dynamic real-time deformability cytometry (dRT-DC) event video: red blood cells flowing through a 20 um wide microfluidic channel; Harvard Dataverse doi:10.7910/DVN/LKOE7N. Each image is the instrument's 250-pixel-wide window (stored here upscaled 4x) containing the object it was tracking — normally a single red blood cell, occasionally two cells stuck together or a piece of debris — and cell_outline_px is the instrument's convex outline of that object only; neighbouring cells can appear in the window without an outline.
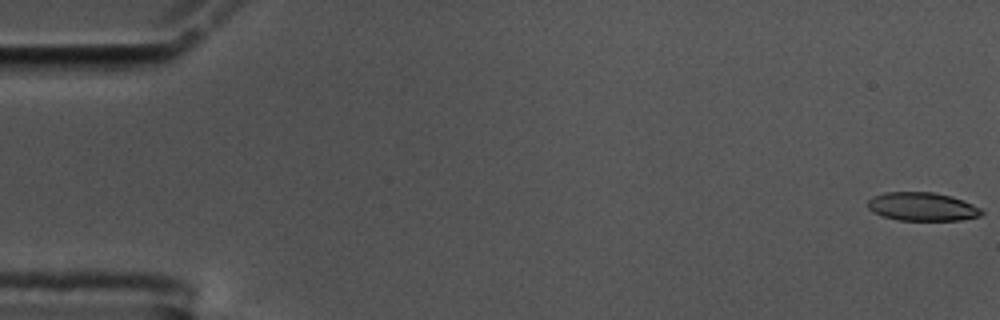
{"species": "common noctule bat (a hibernating species)", "species_latin": "Nyctalus noctula", "temperature_condition": "cold", "stored_images_in_passage": 52, "camera_frame_rate_fps": 3000, "um_per_image_px": 0.085, "animal": {"sex": "male", "body_mass_g": 17.5, "forearm_length_mm": 52.3}, "frame": {"image": 1, "passage_image": 1, "time_ms": 0.0, "image_size_px": [1000, 320], "cell_outline_px": [[984, 212], [980, 216], [960, 220], [900, 220], [884, 216], [872, 212], [868, 208], [868, 200], [872, 196], [884, 192], [936, 192], [952, 196], [964, 200], [980, 208]], "centroid_in_image_um": [78.39, 17.55], "position_along_channel_um": 6.6, "area_um2": 18.96}}
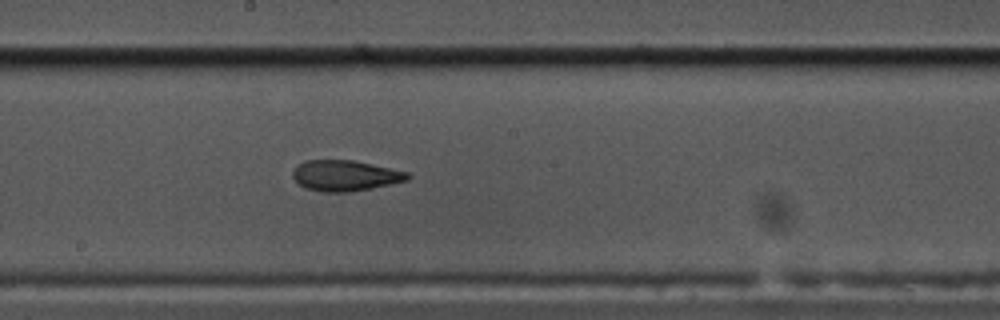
{"frame": {"image": 2, "passage_image": 31, "time_ms": 10.0, "image_size_px": [1000, 320], "cell_outline_px": [[412, 176], [408, 180], [372, 188], [348, 192], [320, 192], [304, 188], [292, 176], [292, 172], [304, 160], [352, 160], [372, 164], [408, 172]], "centroid_in_image_um": [29.35, 14.93], "position_along_channel_um": 218.9, "area_um2": 20.52}}
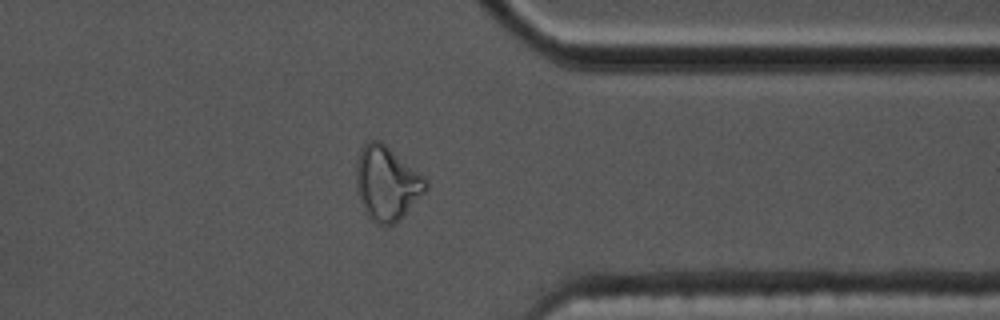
{"frame": {"image": 3, "passage_image": 45, "time_ms": 14.667, "image_size_px": [1000, 320], "cell_outline_px": [[428, 188], [392, 224], [376, 224], [368, 216], [356, 192], [356, 160], [360, 148], [368, 140], [380, 140], [424, 176], [428, 180]], "centroid_in_image_um": [32.83, 15.52], "position_along_channel_um": 378.6, "area_um2": 29.59}, "authors_computed_cell_mechanics": {"area_um2": 20.519, "velocity_mm_per_s": 3.5655, "shape_relaxation_time_tau1_ms": 8.1792, "shape_relaxation_time_tau2_ms": 2.0559, "deformation_change_tau1": 0.2407, "deformation_change_tau2": 0.095}}